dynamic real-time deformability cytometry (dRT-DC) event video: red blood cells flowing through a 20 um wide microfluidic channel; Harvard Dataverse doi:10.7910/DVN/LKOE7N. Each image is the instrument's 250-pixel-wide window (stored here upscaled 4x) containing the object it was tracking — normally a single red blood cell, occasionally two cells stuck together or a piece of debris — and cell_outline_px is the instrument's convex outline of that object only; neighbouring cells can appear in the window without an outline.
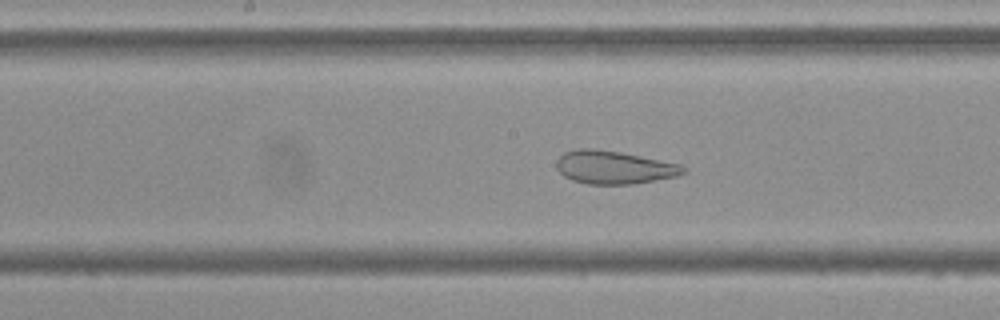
{"species": "Egyptian fruit bat (a non-hibernating species)", "species_latin": "Rousettus aegyptiacus", "temperature_condition": "cold", "stored_images_in_passage": 42, "camera_frame_rate_fps": 3000, "um_per_image_px": 0.085, "frame": {"image": 1, "passage_image": 15, "time_ms": 4.667, "image_size_px": [1000, 320], "cell_outline_px": [[688, 172], [676, 176], [632, 184], [588, 184], [572, 180], [564, 176], [556, 168], [556, 160], [564, 152], [576, 148], [596, 148], [620, 152], [680, 164]], "centroid_in_image_um": [52.15, 14.21], "position_along_channel_um": 196.1, "area_um2": 24.45}}
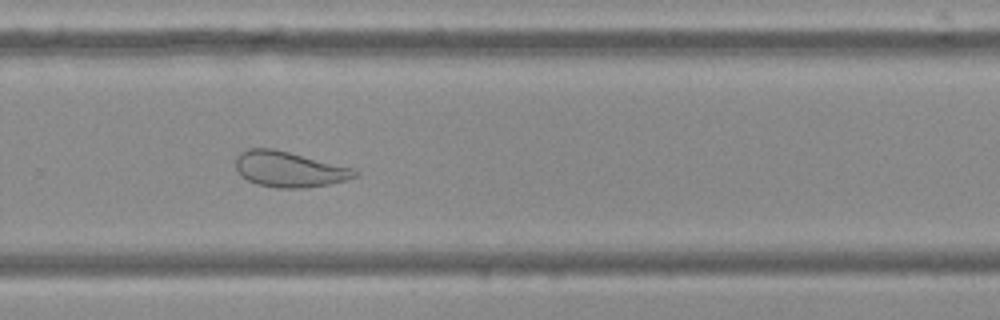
{"frame": {"image": 2, "passage_image": 24, "time_ms": 7.667, "image_size_px": [1000, 320], "cell_outline_px": [[360, 176], [328, 184], [304, 188], [276, 188], [256, 184], [240, 176], [236, 168], [236, 156], [240, 152], [248, 148], [272, 148], [352, 168], [360, 172]], "centroid_in_image_um": [24.55, 14.39], "position_along_channel_um": 305.3, "area_um2": 24.62}}
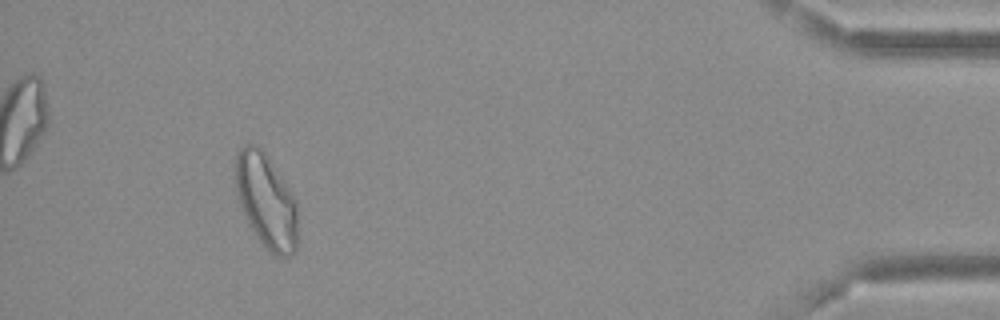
{"frame": {"image": 3, "passage_image": 38, "time_ms": 12.333, "image_size_px": [1000, 320], "cell_outline_px": [[296, 248], [288, 256], [276, 256], [256, 236], [244, 216], [236, 192], [236, 156], [240, 148], [244, 144], [256, 144], [264, 152], [296, 200]], "centroid_in_image_um": [22.6, 17.06], "position_along_channel_um": 412.6, "area_um2": 33.35}, "authors_computed_cell_mechanics": {"area_um2": 28.4954, "velocity_mm_per_s": 3.65, "shape_relaxation_time_tau1_ms": null, "shape_relaxation_time_tau2_ms": 1.4695, "deformation_change_tau1": null, "deformation_change_tau2": 0.0943}}